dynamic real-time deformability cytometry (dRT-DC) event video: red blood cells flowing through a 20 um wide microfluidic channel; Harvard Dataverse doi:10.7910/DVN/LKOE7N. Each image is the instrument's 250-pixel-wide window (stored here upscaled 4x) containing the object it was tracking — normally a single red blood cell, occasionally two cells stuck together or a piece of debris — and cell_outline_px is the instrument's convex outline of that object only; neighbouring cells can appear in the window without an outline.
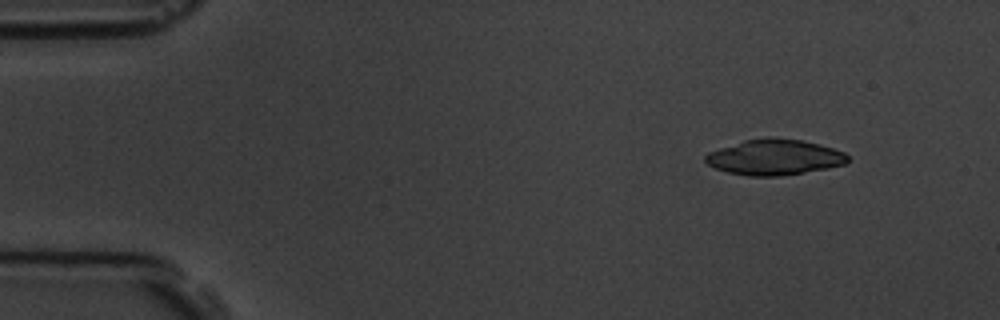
{"species": "common noctule bat (a hibernating species)", "species_latin": "Nyctalus noctula", "temperature_condition": "room temperature", "stored_images_in_passage": 4, "camera_frame_rate_fps": 3000, "um_per_image_px": 0.085, "animal": {"sex": "male", "body_mass_g": 19.5, "forearm_length_mm": 54.6}, "frame": {"image": 1, "passage_image": 1, "time_ms": 0.0, "image_size_px": [1000, 320], "cell_outline_px": [[848, 160], [844, 164], [828, 168], [780, 176], [748, 176], [728, 172], [716, 168], [708, 164], [704, 160], [704, 156], [708, 152], [744, 140], [768, 136], [772, 136], [800, 140], [820, 144], [844, 152], [848, 156]], "centroid_in_image_um": [65.82, 13.35], "position_along_channel_um": 19.2, "area_um2": 29.54}}